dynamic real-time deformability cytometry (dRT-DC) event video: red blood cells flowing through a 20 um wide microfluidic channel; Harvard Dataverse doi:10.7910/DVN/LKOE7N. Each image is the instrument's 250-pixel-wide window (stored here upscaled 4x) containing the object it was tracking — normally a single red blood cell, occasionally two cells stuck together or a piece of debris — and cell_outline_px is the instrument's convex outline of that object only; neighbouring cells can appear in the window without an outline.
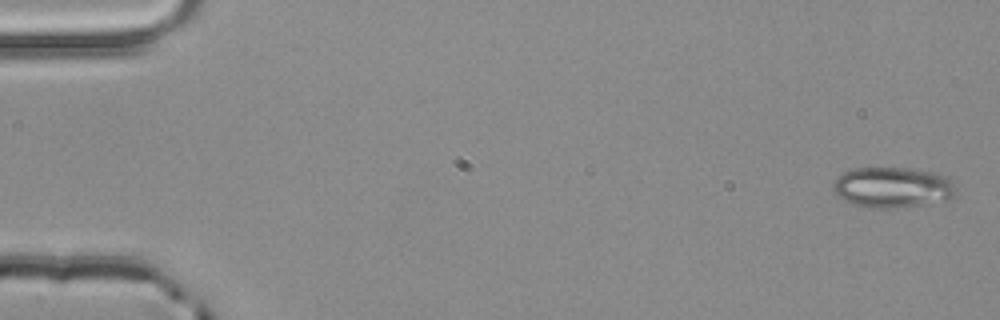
{"species": "common noctule bat (a hibernating species)", "species_latin": "Nyctalus noctula", "temperature_condition": "room temperature", "stored_images_in_passage": 4, "camera_frame_rate_fps": 3000, "um_per_image_px": 0.085, "animal": {"sex": "male", "body_mass_g": 20.4}, "frame": {"image": 1, "passage_image": 1, "time_ms": 0.0, "image_size_px": [1000, 320], "cell_outline_px": [[956, 192], [948, 200], [888, 208], [872, 208], [852, 204], [844, 200], [832, 188], [832, 184], [844, 172], [856, 168], [908, 168], [936, 172], [948, 176], [956, 188]], "centroid_in_image_um": [75.89, 15.91], "position_along_channel_um": 9.1, "area_um2": 28.78}}